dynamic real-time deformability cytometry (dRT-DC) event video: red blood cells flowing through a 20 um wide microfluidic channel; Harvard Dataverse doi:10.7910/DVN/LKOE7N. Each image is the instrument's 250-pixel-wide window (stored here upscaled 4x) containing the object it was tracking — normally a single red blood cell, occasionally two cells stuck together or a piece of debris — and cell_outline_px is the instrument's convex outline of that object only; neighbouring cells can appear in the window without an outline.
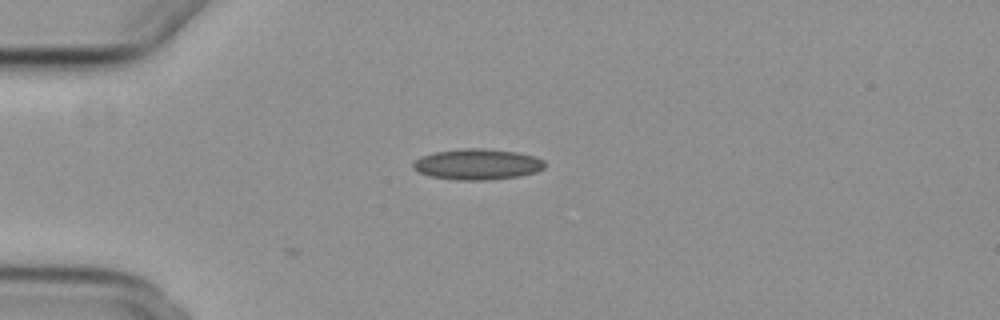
{"species": "common noctule bat (a hibernating species)", "species_latin": "Nyctalus noctula", "temperature_condition": "cold", "stored_images_in_passage": 8, "camera_frame_rate_fps": 3000, "um_per_image_px": 0.085, "animal": {"sex": "female", "body_mass_g": 29.2, "forearm_length_mm": 56.3}, "frame": {"image": 1, "passage_image": 1, "time_ms": 0.0, "image_size_px": [1000, 320], "cell_outline_px": [[544, 168], [536, 172], [520, 176], [488, 180], [456, 180], [432, 176], [420, 172], [412, 168], [412, 164], [420, 156], [436, 152], [464, 148], [484, 148], [516, 152], [536, 156], [544, 160]], "centroid_in_image_um": [40.6, 13.96], "position_along_channel_um": 44.4, "area_um2": 23.64}}
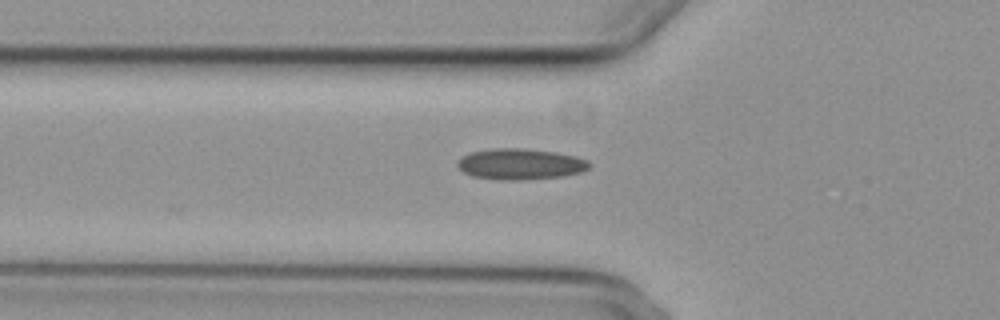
{"frame": {"image": 2, "passage_image": 6, "time_ms": 1.667, "image_size_px": [1000, 320], "cell_outline_px": [[592, 164], [588, 168], [580, 172], [564, 176], [520, 180], [496, 180], [472, 176], [464, 172], [456, 164], [456, 160], [460, 156], [472, 152], [492, 148], [524, 148], [556, 152], [576, 156], [588, 160]], "centroid_in_image_um": [44.21, 13.94], "position_along_channel_um": 81.6, "area_um2": 24.04}}